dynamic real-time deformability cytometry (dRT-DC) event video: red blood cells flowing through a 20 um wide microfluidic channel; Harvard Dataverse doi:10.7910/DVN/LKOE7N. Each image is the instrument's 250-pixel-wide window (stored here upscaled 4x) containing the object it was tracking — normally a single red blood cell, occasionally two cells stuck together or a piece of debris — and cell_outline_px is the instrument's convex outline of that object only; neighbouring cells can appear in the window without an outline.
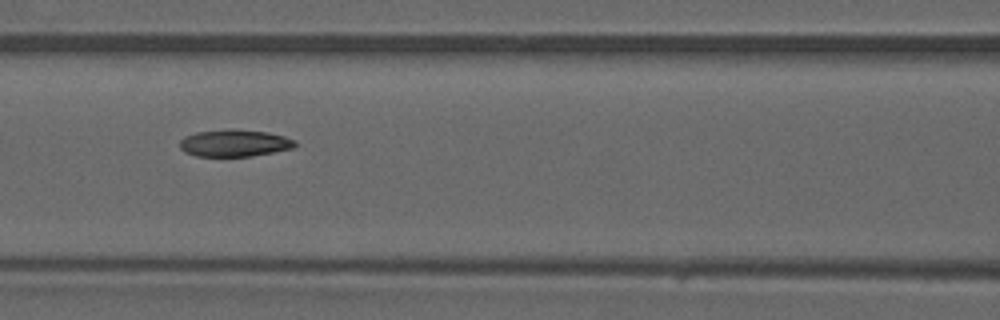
{"species": "common noctule bat (a hibernating species)", "species_latin": "Nyctalus noctula", "temperature_condition": "warm", "stored_images_in_passage": 3, "camera_frame_rate_fps": 3000, "um_per_image_px": 0.085, "animal": {"sex": "male", "forearm_length_mm": 52.5}, "frame": {"image": 1, "passage_image": 3, "time_ms": 0.667, "image_size_px": [1000, 320], "cell_outline_px": [[296, 148], [252, 156], [196, 156], [184, 152], [180, 148], [180, 140], [184, 136], [196, 132], [232, 128], [236, 128], [268, 132], [284, 136], [296, 140]], "centroid_in_image_um": [19.95, 12.15], "position_along_channel_um": 146.6, "area_um2": 18.5}}